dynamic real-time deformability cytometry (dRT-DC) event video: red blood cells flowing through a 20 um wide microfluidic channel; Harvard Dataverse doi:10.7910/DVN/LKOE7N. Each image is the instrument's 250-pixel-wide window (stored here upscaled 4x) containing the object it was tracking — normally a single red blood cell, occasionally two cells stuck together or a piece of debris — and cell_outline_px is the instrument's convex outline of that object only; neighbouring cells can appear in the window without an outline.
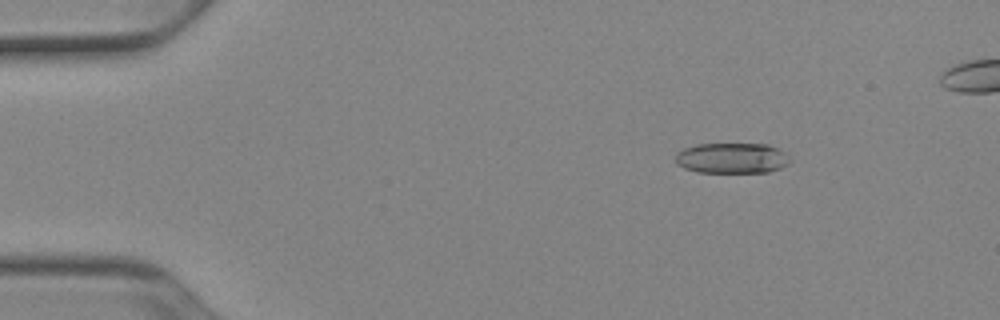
{"species": "Egyptian fruit bat (a non-hibernating species)", "species_latin": "Rousettus aegyptiacus", "temperature_condition": "cold", "stored_images_in_passage": 51, "camera_frame_rate_fps": 3000, "um_per_image_px": 0.085, "animal": {"sex": "female"}, "frame": {"image": 1, "passage_image": 8, "time_ms": 2.333, "image_size_px": [1000, 320], "cell_outline_px": [[788, 164], [780, 168], [768, 172], [696, 172], [684, 168], [676, 164], [676, 156], [684, 148], [696, 144], [768, 144], [784, 152], [788, 160]], "centroid_in_image_um": [62.18, 13.44], "position_along_channel_um": 22.8, "area_um2": 20.17}}
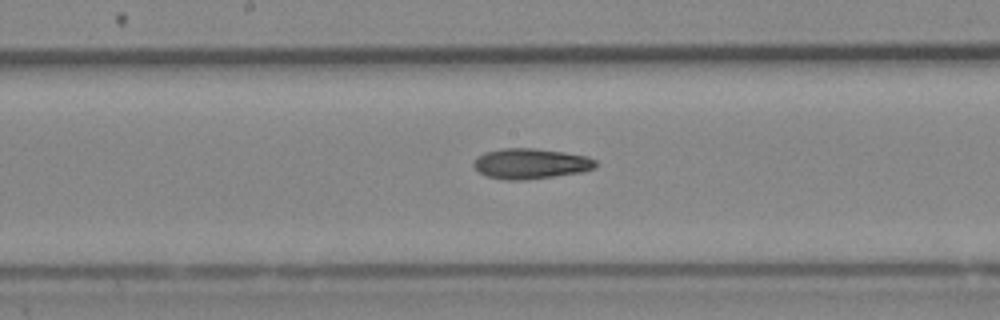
{"frame": {"image": 2, "passage_image": 28, "time_ms": 9.0, "image_size_px": [1000, 320], "cell_outline_px": [[596, 168], [580, 172], [524, 180], [508, 180], [488, 176], [480, 172], [472, 164], [484, 152], [504, 148], [532, 148], [564, 152], [588, 156], [596, 160]], "centroid_in_image_um": [45.14, 13.9], "position_along_channel_um": 203.1, "area_um2": 21.33}}
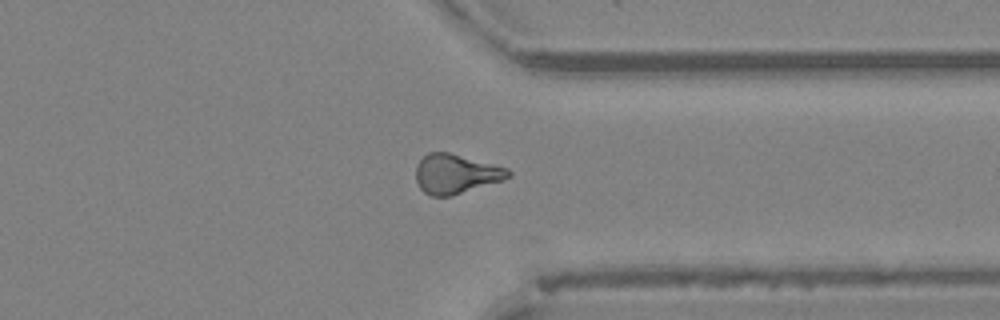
{"frame": {"image": 3, "passage_image": 41, "time_ms": 13.333, "image_size_px": [1000, 320], "cell_outline_px": [[512, 176], [504, 180], [452, 196], [432, 196], [424, 192], [420, 188], [416, 180], [416, 164], [428, 152], [448, 152], [508, 168], [512, 172]], "centroid_in_image_um": [38.76, 14.79], "position_along_channel_um": 372.6, "area_um2": 21.33}}